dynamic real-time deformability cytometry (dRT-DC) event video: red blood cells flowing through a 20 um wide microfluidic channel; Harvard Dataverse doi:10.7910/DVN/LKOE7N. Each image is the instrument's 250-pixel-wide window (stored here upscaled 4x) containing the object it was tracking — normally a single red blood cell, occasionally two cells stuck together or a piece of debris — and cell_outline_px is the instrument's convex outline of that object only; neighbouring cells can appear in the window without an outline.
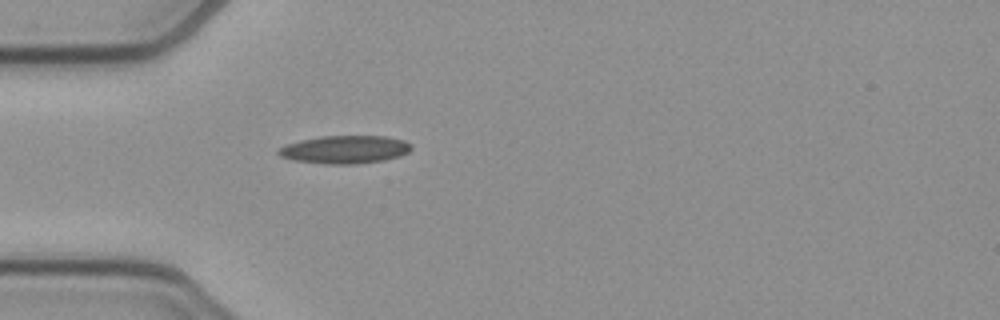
{"species": "common noctule bat (a hibernating species)", "species_latin": "Nyctalus noctula", "temperature_condition": "cold", "stored_images_in_passage": 38, "camera_frame_rate_fps": 3000, "um_per_image_px": 0.085, "animal": {"sex": "female", "body_mass_g": 21.9}, "frame": {"image": 1, "passage_image": 1, "time_ms": 0.0, "image_size_px": [1000, 320], "cell_outline_px": [[412, 148], [408, 152], [400, 156], [384, 160], [356, 164], [324, 164], [292, 160], [280, 156], [276, 152], [280, 148], [288, 144], [300, 140], [320, 136], [384, 136], [404, 140], [412, 144]], "centroid_in_image_um": [29.33, 12.71], "position_along_channel_um": 55.7, "area_um2": 21.73}}
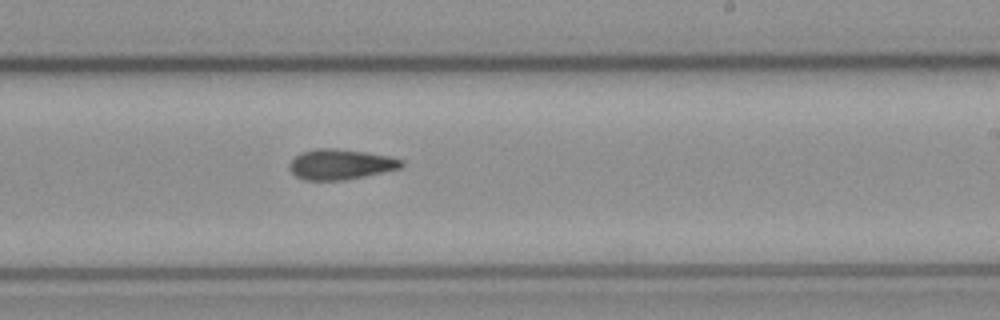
{"frame": {"image": 2, "passage_image": 17, "time_ms": 5.333, "image_size_px": [1000, 320], "cell_outline_px": [[404, 168], [344, 180], [304, 180], [296, 176], [288, 168], [288, 164], [300, 152], [316, 148], [336, 148], [364, 152], [388, 156], [404, 160]], "centroid_in_image_um": [28.95, 13.97], "position_along_channel_um": 260.0, "area_um2": 19.94}}
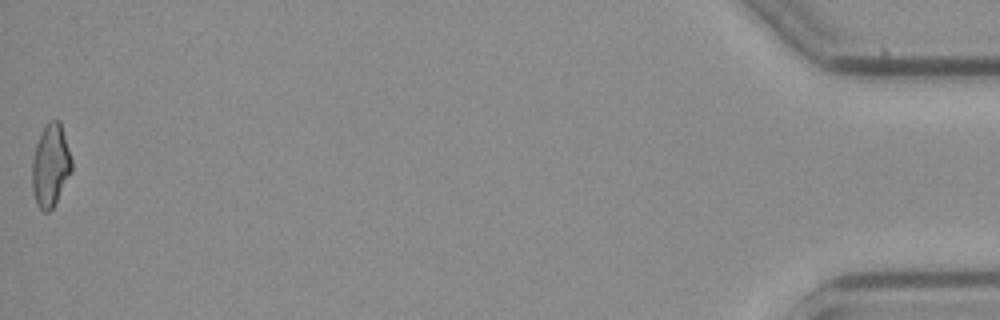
{"frame": {"image": 3, "passage_image": 38, "time_ms": 12.333, "image_size_px": [1000, 320], "cell_outline_px": [[72, 172], [52, 208], [48, 212], [44, 212], [36, 204], [32, 192], [32, 160], [36, 144], [40, 132], [44, 124], [48, 120], [60, 120], [72, 160]], "centroid_in_image_um": [4.28, 14.04], "position_along_channel_um": 430.9, "area_um2": 19.25}, "authors_computed_cell_mechanics": {"area_um2": 19.652, "velocity_mm_per_s": 3.9156, "shape_relaxation_time_tau1_ms": null, "shape_relaxation_time_tau2_ms": 11.0494, "deformation_change_tau1": null, "deformation_change_tau2": 0.2412}}